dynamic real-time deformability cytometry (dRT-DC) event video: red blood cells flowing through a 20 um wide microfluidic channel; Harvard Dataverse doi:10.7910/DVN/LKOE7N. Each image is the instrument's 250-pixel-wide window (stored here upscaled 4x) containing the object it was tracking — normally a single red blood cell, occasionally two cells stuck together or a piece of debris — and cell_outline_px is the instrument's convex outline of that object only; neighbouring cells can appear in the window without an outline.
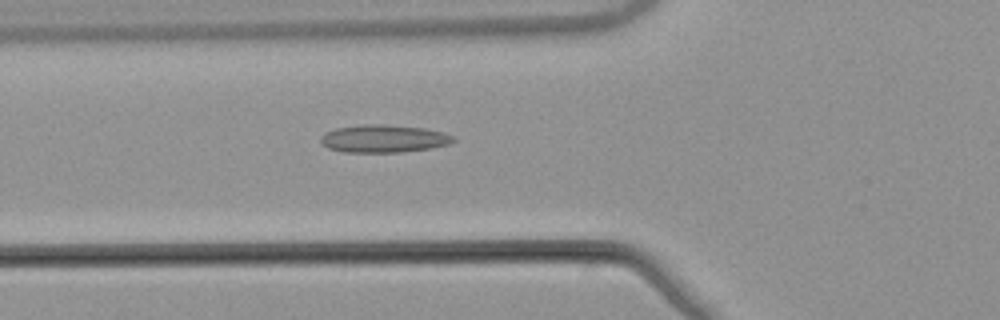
{"species": "common noctule bat (a hibernating species)", "species_latin": "Nyctalus noctula", "temperature_condition": "warm", "stored_images_in_passage": 41, "camera_frame_rate_fps": 3000, "um_per_image_px": 0.085, "animal": {"sex": "male", "body_mass_g": 21.5, "forearm_length_mm": 52.0}, "frame": {"image": 1, "passage_image": 8, "time_ms": 2.333, "image_size_px": [1000, 320], "cell_outline_px": [[456, 140], [448, 144], [432, 148], [400, 152], [344, 152], [328, 148], [320, 144], [320, 136], [324, 132], [336, 128], [368, 124], [388, 124], [424, 128], [444, 132], [456, 136]], "centroid_in_image_um": [32.62, 11.78], "position_along_channel_um": 93.2, "area_um2": 21.68}}
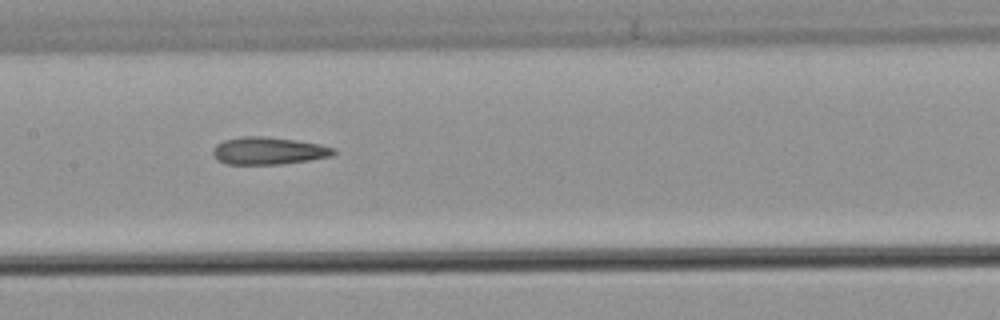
{"frame": {"image": 2, "passage_image": 15, "time_ms": 4.667, "image_size_px": [1000, 320], "cell_outline_px": [[336, 152], [332, 156], [284, 164], [228, 164], [220, 160], [212, 152], [212, 148], [216, 144], [224, 140], [240, 136], [264, 136], [296, 140], [320, 144], [336, 148]], "centroid_in_image_um": [22.85, 12.81], "position_along_channel_um": 184.6, "area_um2": 19.31}}
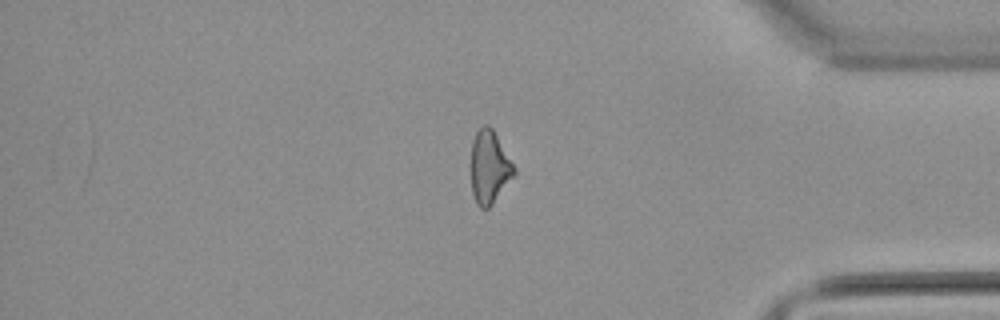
{"frame": {"image": 3, "passage_image": 33, "time_ms": 10.667, "image_size_px": [1000, 320], "cell_outline_px": [[516, 172], [492, 204], [488, 208], [480, 208], [476, 204], [472, 192], [472, 140], [476, 132], [484, 124], [488, 124], [492, 128], [516, 168]], "centroid_in_image_um": [41.6, 14.2], "position_along_channel_um": 393.6, "area_um2": 18.03}, "authors_computed_cell_mechanics": {"area_um2": 19.2474, "velocity_mm_per_s": 3.895, "shape_relaxation_time_tau1_ms": null, "shape_relaxation_time_tau2_ms": 3.9402, "deformation_change_tau1": null, "deformation_change_tau2": 0.1577}}